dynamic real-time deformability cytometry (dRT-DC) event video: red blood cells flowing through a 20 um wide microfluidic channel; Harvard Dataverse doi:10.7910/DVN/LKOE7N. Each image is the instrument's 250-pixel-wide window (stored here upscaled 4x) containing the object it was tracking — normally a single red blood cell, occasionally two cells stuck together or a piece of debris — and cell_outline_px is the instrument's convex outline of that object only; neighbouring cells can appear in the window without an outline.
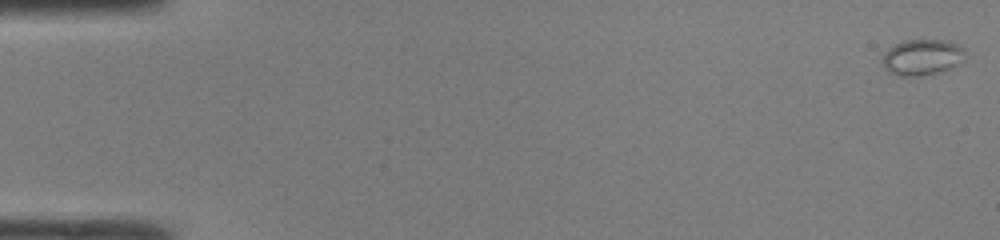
{"species": "common noctule bat (a hibernating species)", "species_latin": "Nyctalus noctula", "temperature_condition": "room temperature", "stored_images_in_passage": 46, "camera_frame_rate_fps": 3000, "um_per_image_px": 0.085, "animal": {"sex": "male", "body_mass_g": 19.0, "forearm_length_mm": 50.8}, "frame": {"image": 1, "passage_image": 1, "time_ms": 0.0, "image_size_px": [1000, 240], "cell_outline_px": [[964, 60], [948, 68], [916, 76], [896, 76], [888, 72], [884, 68], [884, 52], [888, 48], [904, 40], [948, 40], [956, 44], [964, 52]], "centroid_in_image_um": [78.33, 4.85], "position_along_channel_um": 6.7, "area_um2": 16.88}}
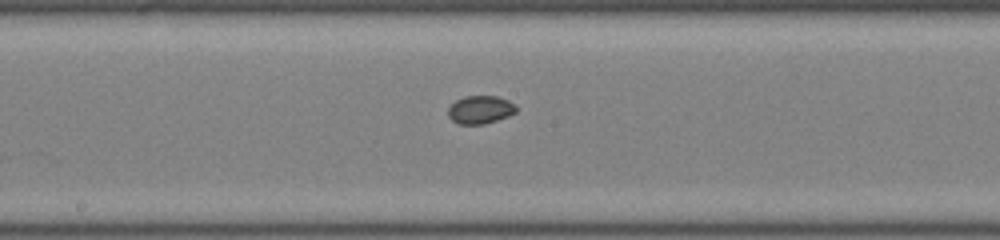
{"frame": {"image": 2, "passage_image": 26, "time_ms": 8.333, "image_size_px": [1000, 240], "cell_outline_px": [[516, 112], [508, 116], [484, 124], [460, 124], [452, 120], [448, 116], [448, 108], [456, 100], [464, 96], [496, 96], [508, 100], [516, 108]], "centroid_in_image_um": [40.8, 9.32], "position_along_channel_um": 207.4, "area_um2": 10.98}}
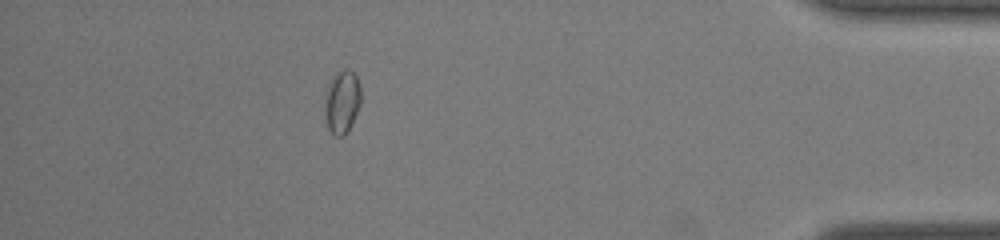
{"frame": {"image": 3, "passage_image": 43, "time_ms": 14.0, "image_size_px": [1000, 240], "cell_outline_px": [[360, 104], [344, 136], [336, 136], [328, 128], [324, 112], [324, 96], [332, 80], [344, 68], [348, 68], [356, 76], [360, 88]], "centroid_in_image_um": [29.05, 8.66], "position_along_channel_um": 406.1, "area_um2": 12.83}}